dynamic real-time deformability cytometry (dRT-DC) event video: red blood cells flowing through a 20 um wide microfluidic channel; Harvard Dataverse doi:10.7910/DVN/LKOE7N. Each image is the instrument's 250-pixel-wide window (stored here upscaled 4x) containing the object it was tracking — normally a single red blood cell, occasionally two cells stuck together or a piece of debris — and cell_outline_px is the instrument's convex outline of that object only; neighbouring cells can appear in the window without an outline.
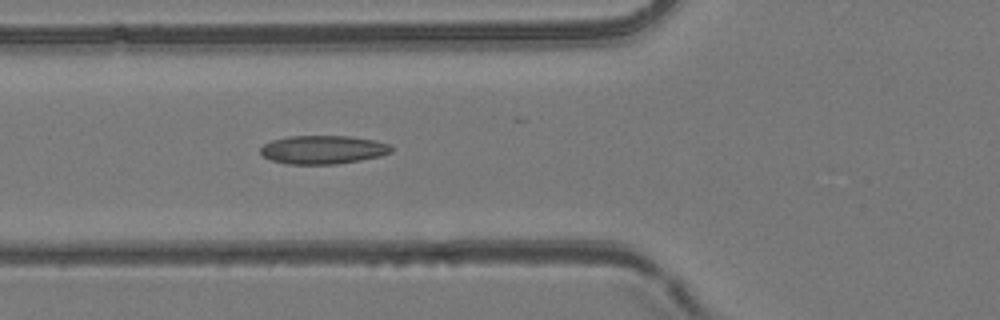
{"species": "common noctule bat (a hibernating species)", "species_latin": "Nyctalus noctula", "temperature_condition": "room temperature", "stored_images_in_passage": 52, "camera_frame_rate_fps": 3000, "um_per_image_px": 0.085, "animal": {"sex": "female", "body_mass_g": 24.6, "forearm_length_mm": 56.2}, "frame": {"image": 1, "passage_image": 19, "time_ms": 6.0, "image_size_px": [1000, 320], "cell_outline_px": [[392, 152], [380, 156], [360, 160], [336, 164], [288, 164], [272, 160], [264, 156], [260, 152], [260, 148], [264, 144], [272, 140], [288, 136], [348, 136], [376, 140], [388, 144], [392, 148]], "centroid_in_image_um": [27.46, 12.72], "position_along_channel_um": 98.3, "area_um2": 21.68}}
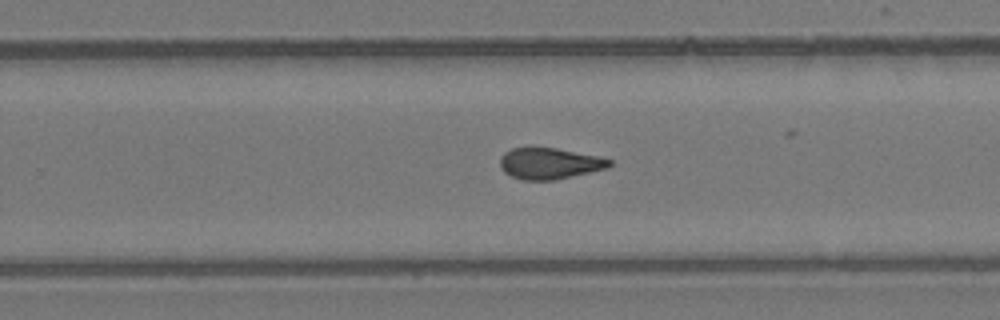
{"frame": {"image": 2, "passage_image": 33, "time_ms": 10.667, "image_size_px": [1000, 320], "cell_outline_px": [[612, 164], [608, 168], [556, 180], [524, 180], [512, 176], [504, 172], [500, 168], [500, 156], [504, 152], [512, 148], [528, 144], [532, 144], [556, 148], [600, 156], [612, 160]], "centroid_in_image_um": [46.67, 13.85], "position_along_channel_um": 283.1, "area_um2": 20.69}}
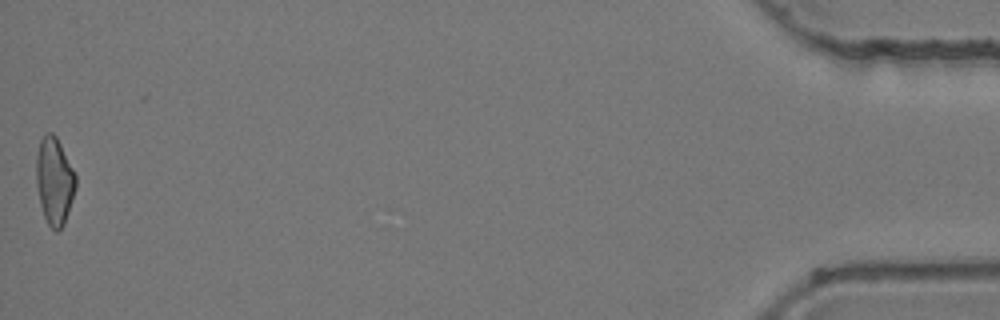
{"frame": {"image": 3, "passage_image": 52, "time_ms": 17.0, "image_size_px": [1000, 320], "cell_outline_px": [[76, 188], [64, 224], [56, 232], [48, 224], [44, 216], [40, 204], [36, 184], [36, 156], [40, 140], [44, 132], [52, 132], [56, 136], [76, 176]], "centroid_in_image_um": [4.61, 15.37], "position_along_channel_um": 430.6, "area_um2": 20.0}, "authors_computed_cell_mechanics": {"area_um2": 20.6057, "velocity_mm_per_s": 3.9541, "shape_relaxation_time_tau1_ms": null, "shape_relaxation_time_tau2_ms": 3.5755, "deformation_change_tau1": null, "deformation_change_tau2": 0.0997}}